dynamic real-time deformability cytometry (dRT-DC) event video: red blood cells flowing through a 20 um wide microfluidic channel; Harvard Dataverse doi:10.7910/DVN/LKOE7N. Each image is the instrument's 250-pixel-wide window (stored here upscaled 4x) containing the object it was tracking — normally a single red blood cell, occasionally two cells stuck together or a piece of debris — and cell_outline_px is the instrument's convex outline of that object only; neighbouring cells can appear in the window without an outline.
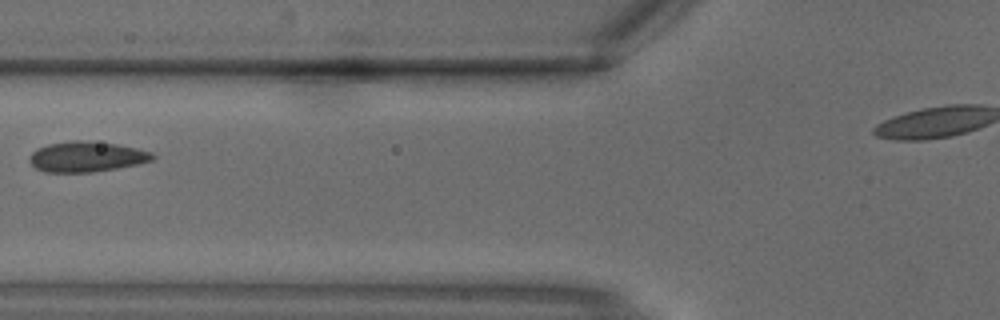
{"species": "common noctule bat (a hibernating species)", "species_latin": "Nyctalus noctula", "temperature_condition": "warm", "stored_images_in_passage": 5, "camera_frame_rate_fps": 3000, "um_per_image_px": 0.085, "animal": {"sex": "male", "body_mass_g": 18.8}, "frame": {"image": 1, "passage_image": 4, "time_ms": 1.0, "image_size_px": [1000, 320], "cell_outline_px": [[156, 156], [152, 160], [136, 164], [116, 168], [92, 172], [44, 172], [36, 168], [28, 160], [28, 156], [36, 148], [48, 144], [72, 140], [80, 140], [116, 144], [136, 148], [152, 152]], "centroid_in_image_um": [7.31, 13.31], "position_along_channel_um": 118.5, "area_um2": 21.73}}